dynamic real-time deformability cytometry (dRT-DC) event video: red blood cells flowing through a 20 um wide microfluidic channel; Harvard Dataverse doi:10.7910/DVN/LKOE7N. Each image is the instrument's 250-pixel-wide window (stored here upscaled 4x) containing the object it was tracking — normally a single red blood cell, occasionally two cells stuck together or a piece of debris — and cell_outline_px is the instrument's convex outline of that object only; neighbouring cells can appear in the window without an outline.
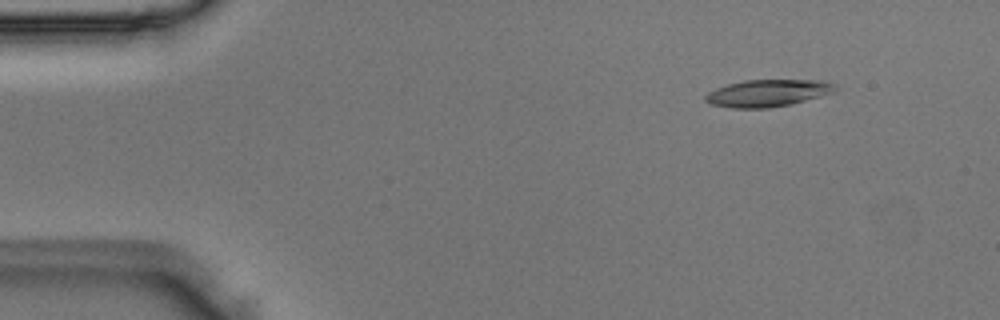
{"species": "Egyptian fruit bat (a non-hibernating species)", "species_latin": "Rousettus aegyptiacus", "temperature_condition": "room temperature", "stored_images_in_passage": 45, "camera_frame_rate_fps": 3000, "um_per_image_px": 0.085, "animal": {"sex": "male"}, "frame": {"image": 1, "passage_image": 1, "time_ms": 0.0, "image_size_px": [1000, 320], "cell_outline_px": [[836, 92], [792, 104], [768, 108], [732, 108], [708, 104], [704, 100], [704, 96], [708, 92], [716, 88], [728, 84], [744, 80], [824, 80], [836, 84]], "centroid_in_image_um": [65.26, 7.91], "position_along_channel_um": 19.7, "area_um2": 20.75}}
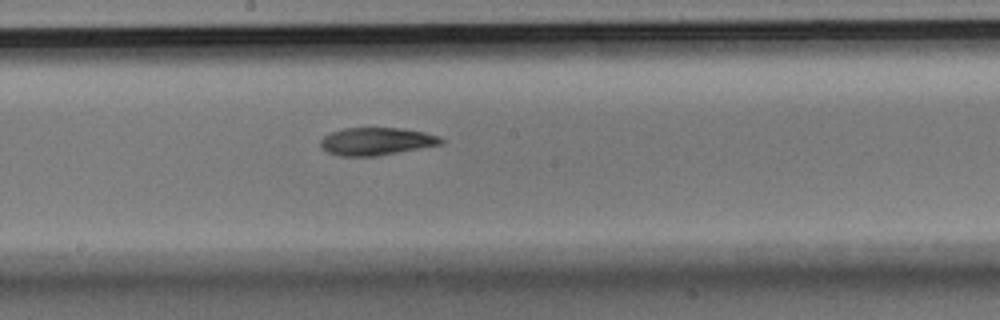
{"frame": {"image": 2, "passage_image": 22, "time_ms": 7.0, "image_size_px": [1000, 320], "cell_outline_px": [[444, 144], [376, 156], [340, 156], [328, 152], [320, 148], [320, 140], [324, 136], [332, 132], [344, 128], [400, 128], [424, 132], [440, 136], [444, 140]], "centroid_in_image_um": [32.0, 12.02], "position_along_channel_um": 216.2, "area_um2": 19.48}}
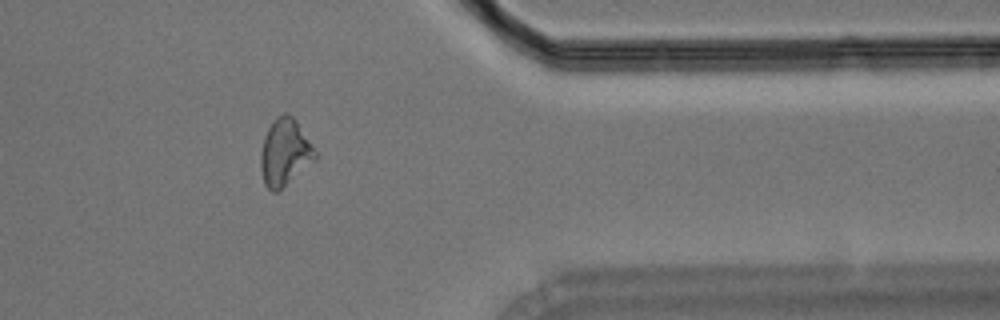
{"frame": {"image": 3, "passage_image": 36, "time_ms": 11.667, "image_size_px": [1000, 320], "cell_outline_px": [[316, 160], [276, 192], [272, 192], [264, 184], [260, 168], [260, 152], [264, 136], [272, 120], [276, 116], [284, 112], [288, 112], [296, 120], [316, 152]], "centroid_in_image_um": [24.18, 12.93], "position_along_channel_um": 387.2, "area_um2": 21.21}}